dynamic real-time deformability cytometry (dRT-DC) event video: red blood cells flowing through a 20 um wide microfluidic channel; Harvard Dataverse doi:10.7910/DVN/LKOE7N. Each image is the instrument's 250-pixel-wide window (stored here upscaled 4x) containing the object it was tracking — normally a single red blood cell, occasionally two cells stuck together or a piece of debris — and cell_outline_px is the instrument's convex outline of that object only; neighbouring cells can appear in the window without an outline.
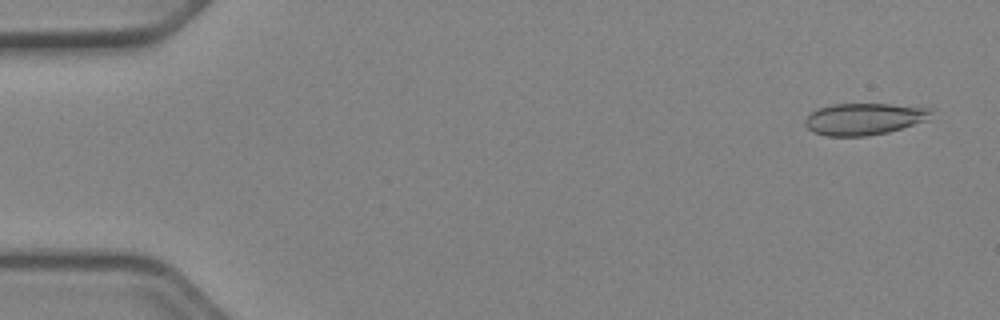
{"species": "Egyptian fruit bat (a non-hibernating species)", "species_latin": "Rousettus aegyptiacus", "temperature_condition": "cold", "stored_images_in_passage": 52, "camera_frame_rate_fps": 3000, "um_per_image_px": 0.085, "animal": {"sex": "female"}, "frame": {"image": 1, "passage_image": 3, "time_ms": 0.667, "image_size_px": [1000, 320], "cell_outline_px": [[936, 108], [924, 120], [888, 132], [864, 136], [828, 136], [812, 132], [804, 124], [804, 120], [816, 108], [832, 104], [892, 104]], "centroid_in_image_um": [73.4, 10.1], "position_along_channel_um": 11.6, "area_um2": 23.24}}
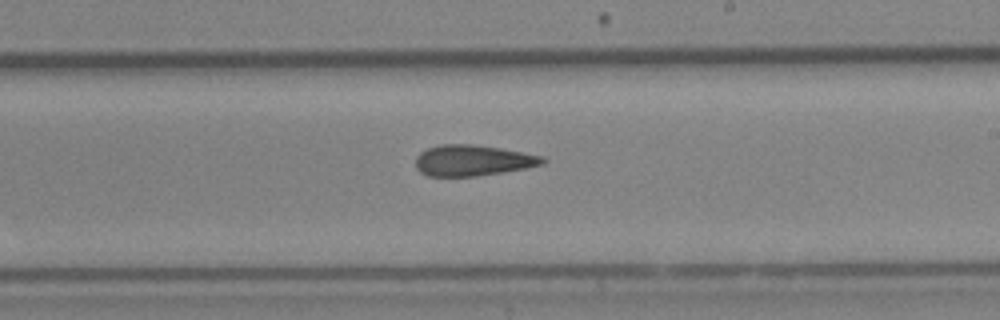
{"frame": {"image": 2, "passage_image": 31, "time_ms": 10.0, "image_size_px": [1000, 320], "cell_outline_px": [[548, 160], [544, 164], [524, 168], [476, 176], [428, 176], [420, 172], [416, 168], [416, 156], [420, 152], [428, 148], [440, 144], [472, 144], [500, 148], [544, 156]], "centroid_in_image_um": [40.18, 13.63], "position_along_channel_um": 248.8, "area_um2": 22.83}}
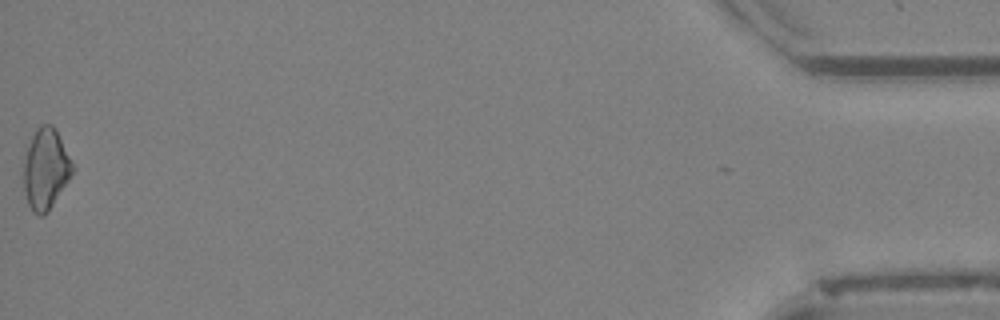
{"frame": {"image": 3, "passage_image": 52, "time_ms": 17.0, "image_size_px": [1000, 320], "cell_outline_px": [[76, 168], [48, 212], [44, 216], [36, 216], [32, 212], [28, 204], [24, 188], [24, 164], [28, 148], [32, 136], [36, 128], [40, 124], [52, 124], [56, 128]], "centroid_in_image_um": [3.91, 14.37], "position_along_channel_um": 431.3, "area_um2": 23.12}, "authors_computed_cell_mechanics": {"area_um2": 23.0622, "velocity_mm_per_s": 3.9607, "shape_relaxation_time_tau1_ms": null, "shape_relaxation_time_tau2_ms": 9.757, "deformation_change_tau1": null, "deformation_change_tau2": 0.2167}}